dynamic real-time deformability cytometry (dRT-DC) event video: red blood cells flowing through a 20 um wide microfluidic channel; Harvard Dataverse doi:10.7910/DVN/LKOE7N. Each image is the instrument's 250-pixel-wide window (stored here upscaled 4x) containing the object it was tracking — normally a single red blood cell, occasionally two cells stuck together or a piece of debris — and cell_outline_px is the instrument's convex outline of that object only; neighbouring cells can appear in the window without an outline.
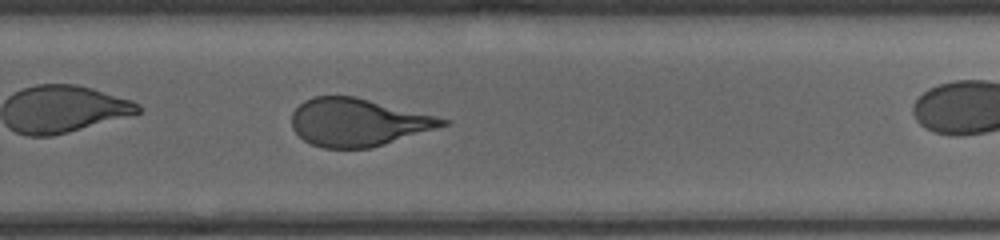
{"species": "human", "species_latin": "Homo sapiens", "temperature_condition": "cold", "stored_images_in_passage": 28, "camera_frame_rate_fps": 3000, "um_per_image_px": 0.085, "donor": {"sex": "male"}, "frame": {"image": 1, "passage_image": 20, "time_ms": 6.333, "image_size_px": [1000, 240], "cell_outline_px": [[452, 120], [448, 124], [372, 148], [324, 148], [312, 144], [304, 140], [292, 128], [292, 112], [304, 100], [316, 96], [352, 96], [436, 116]], "centroid_in_image_um": [30.4, 10.4], "position_along_channel_um": 299.4, "area_um2": 41.38}}